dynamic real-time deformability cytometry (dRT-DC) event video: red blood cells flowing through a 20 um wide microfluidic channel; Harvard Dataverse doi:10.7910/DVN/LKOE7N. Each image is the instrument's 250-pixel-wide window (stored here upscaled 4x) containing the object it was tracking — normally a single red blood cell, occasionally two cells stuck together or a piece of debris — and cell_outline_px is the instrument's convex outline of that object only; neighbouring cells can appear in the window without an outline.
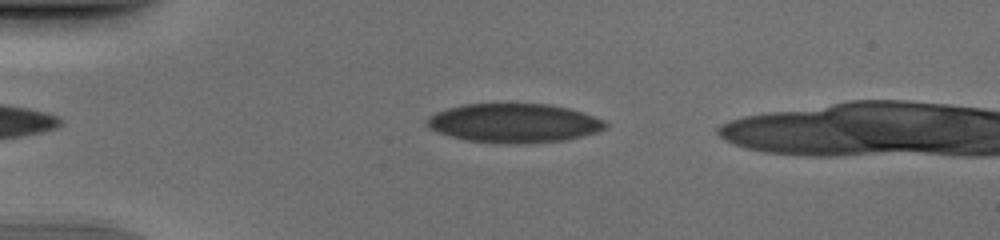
{"species": "human", "species_latin": "Homo sapiens", "temperature_condition": "cold", "stored_images_in_passage": 44, "camera_frame_rate_fps": 3000, "um_per_image_px": 0.085, "donor": {"sex": "male"}, "frame": {"image": 1, "passage_image": 8, "time_ms": 2.333, "image_size_px": [1000, 240], "cell_outline_px": [[608, 128], [596, 132], [564, 140], [520, 144], [500, 144], [468, 140], [452, 136], [428, 128], [424, 124], [424, 120], [428, 116], [436, 112], [460, 104], [548, 104], [568, 108], [604, 120], [608, 124]], "centroid_in_image_um": [43.65, 10.46], "position_along_channel_um": 41.4, "area_um2": 40.63}}
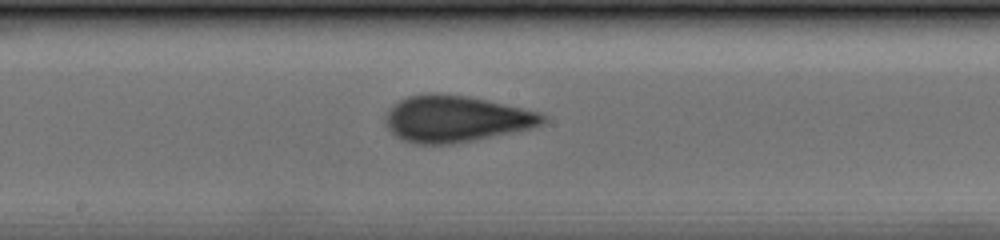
{"frame": {"image": 2, "passage_image": 23, "time_ms": 7.333, "image_size_px": [1000, 240], "cell_outline_px": [[548, 120], [544, 124], [512, 132], [452, 144], [416, 144], [400, 140], [388, 128], [384, 120], [384, 116], [388, 108], [392, 104], [408, 96], [428, 92], [432, 92], [468, 96], [540, 112], [548, 116]], "centroid_in_image_um": [38.7, 10.09], "position_along_channel_um": 209.5, "area_um2": 42.77}}
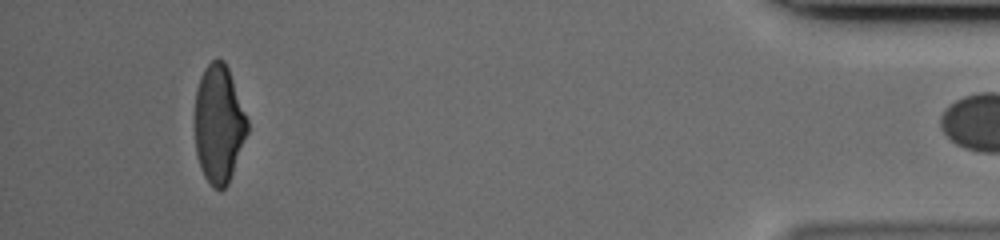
{"frame": {"image": 3, "passage_image": 43, "time_ms": 14.0, "image_size_px": [1000, 240], "cell_outline_px": [[248, 132], [228, 184], [224, 188], [216, 188], [204, 176], [200, 168], [196, 152], [196, 88], [200, 76], [204, 68], [216, 56], [224, 60], [228, 68], [248, 120]], "centroid_in_image_um": [18.6, 10.5], "position_along_channel_um": 416.6, "area_um2": 35.84}}